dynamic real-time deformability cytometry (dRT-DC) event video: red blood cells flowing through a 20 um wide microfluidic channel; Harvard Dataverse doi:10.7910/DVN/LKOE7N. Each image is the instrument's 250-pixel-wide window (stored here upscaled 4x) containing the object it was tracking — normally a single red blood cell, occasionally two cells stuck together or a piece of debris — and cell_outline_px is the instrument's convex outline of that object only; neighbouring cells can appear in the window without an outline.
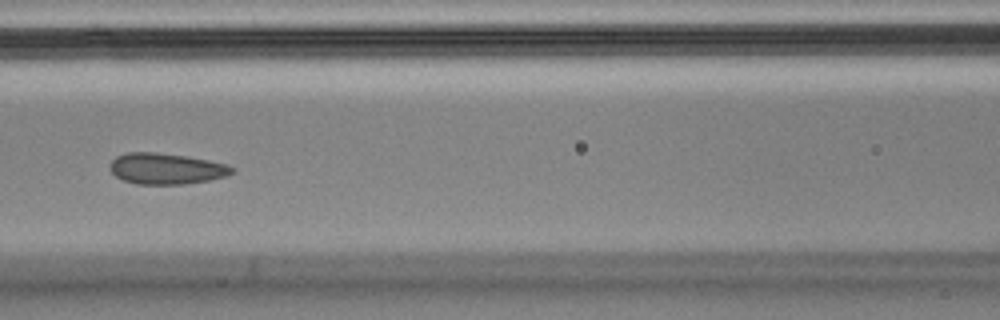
{"species": "Egyptian fruit bat (a non-hibernating species)", "species_latin": "Rousettus aegyptiacus", "temperature_condition": "cold", "stored_images_in_passage": 54, "camera_frame_rate_fps": 3000, "um_per_image_px": 0.085, "animal": {"sex": "male"}, "frame": {"image": 1, "passage_image": 23, "time_ms": 7.333, "image_size_px": [1000, 320], "cell_outline_px": [[236, 172], [224, 176], [208, 180], [184, 184], [136, 184], [124, 180], [116, 176], [112, 172], [112, 160], [116, 156], [128, 152], [156, 152], [184, 156], [208, 160], [228, 164]], "centroid_in_image_um": [14.14, 14.33], "position_along_channel_um": 152.5, "area_um2": 21.79}}
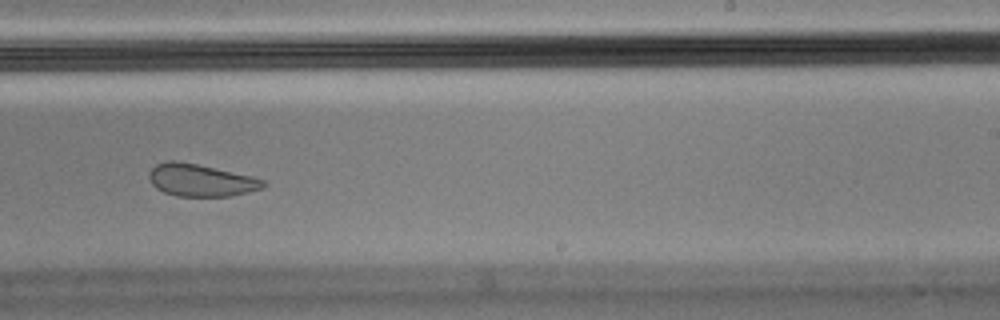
{"frame": {"image": 2, "passage_image": 33, "time_ms": 10.667, "image_size_px": [1000, 320], "cell_outline_px": [[268, 184], [260, 188], [248, 192], [232, 196], [176, 196], [164, 192], [156, 188], [152, 184], [148, 176], [148, 172], [156, 164], [168, 160], [176, 160], [196, 164], [252, 176], [268, 180]], "centroid_in_image_um": [17.07, 15.32], "position_along_channel_um": 271.9, "area_um2": 21.56}}
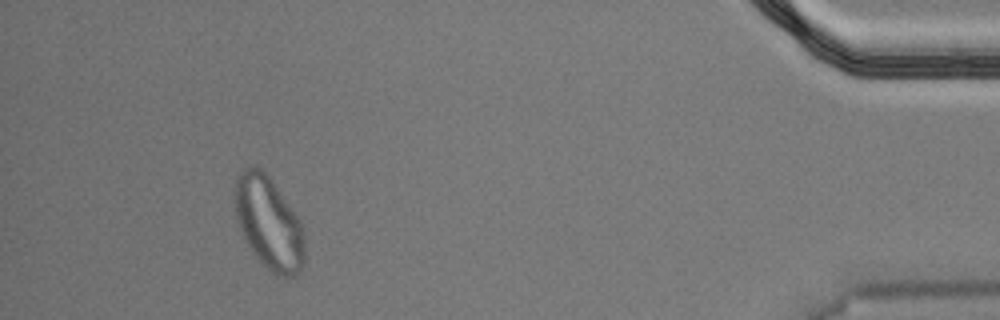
{"frame": {"image": 3, "passage_image": 50, "time_ms": 16.333, "image_size_px": [1000, 320], "cell_outline_px": [[304, 264], [296, 276], [276, 276], [252, 252], [240, 228], [236, 216], [236, 176], [244, 168], [252, 164], [260, 168], [268, 176], [300, 220], [304, 232]], "centroid_in_image_um": [22.87, 18.96], "position_along_channel_um": 412.3, "area_um2": 37.11}}